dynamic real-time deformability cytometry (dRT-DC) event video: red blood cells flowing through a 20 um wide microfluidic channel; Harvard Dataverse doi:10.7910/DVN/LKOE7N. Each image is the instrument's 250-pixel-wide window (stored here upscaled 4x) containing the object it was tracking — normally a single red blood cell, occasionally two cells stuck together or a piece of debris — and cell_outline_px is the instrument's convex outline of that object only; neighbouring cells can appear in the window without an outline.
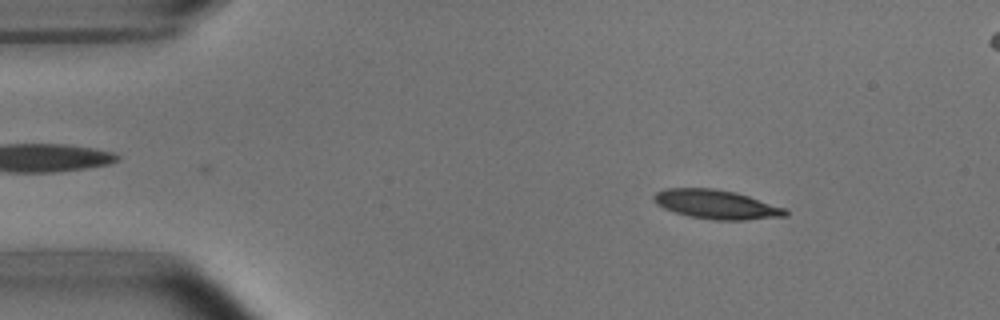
{"species": "common noctule bat (a hibernating species)", "species_latin": "Nyctalus noctula", "temperature_condition": "room temperature", "stored_images_in_passage": 41, "camera_frame_rate_fps": 3000, "um_per_image_px": 0.085, "animal": {"sex": "male", "body_mass_g": 15.6}, "frame": {"image": 1, "passage_image": 7, "time_ms": 2.0, "image_size_px": [1000, 320], "cell_outline_px": [[788, 216], [744, 220], [716, 220], [688, 216], [664, 208], [656, 204], [652, 196], [656, 192], [664, 188], [712, 188], [736, 192], [784, 208], [788, 212]], "centroid_in_image_um": [60.86, 17.37], "position_along_channel_um": 24.1, "area_um2": 22.2}}
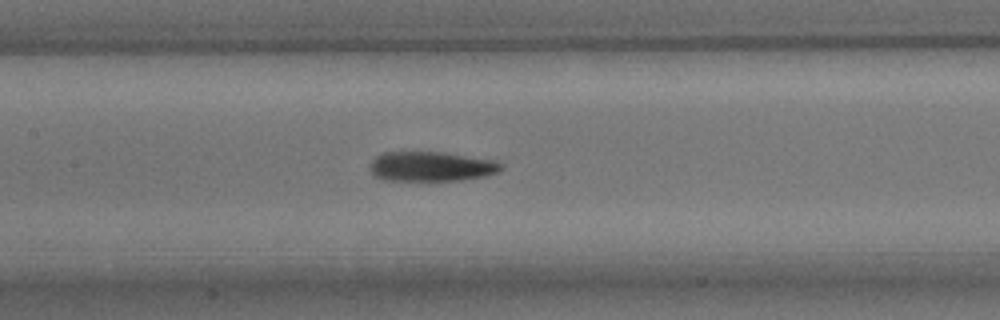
{"frame": {"image": 2, "passage_image": 24, "time_ms": 7.667, "image_size_px": [1000, 320], "cell_outline_px": [[504, 168], [500, 172], [484, 176], [460, 180], [380, 180], [372, 172], [372, 160], [376, 156], [384, 152], [444, 152], [496, 160], [504, 164]], "centroid_in_image_um": [36.73, 14.14], "position_along_channel_um": 170.7, "area_um2": 22.77}}
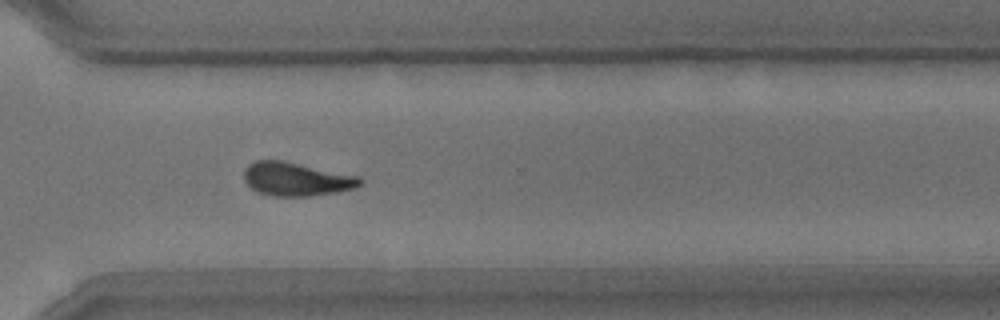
{"frame": {"image": 3, "passage_image": 38, "time_ms": 12.333, "image_size_px": [1000, 320], "cell_outline_px": [[364, 184], [356, 188], [340, 192], [312, 196], [272, 196], [256, 192], [244, 180], [244, 168], [248, 164], [256, 160], [284, 160], [360, 176], [364, 180]], "centroid_in_image_um": [25.23, 15.22], "position_along_channel_um": 345.4, "area_um2": 23.24}, "authors_computed_cell_mechanics": {"area_um2": 22.7732, "velocity_mm_per_s": 3.7471, "shape_relaxation_time_tau1_ms": 3.4573, "shape_relaxation_time_tau2_ms": 3.6404, "deformation_change_tau1": 0.1572, "deformation_change_tau2": 0.1259}}